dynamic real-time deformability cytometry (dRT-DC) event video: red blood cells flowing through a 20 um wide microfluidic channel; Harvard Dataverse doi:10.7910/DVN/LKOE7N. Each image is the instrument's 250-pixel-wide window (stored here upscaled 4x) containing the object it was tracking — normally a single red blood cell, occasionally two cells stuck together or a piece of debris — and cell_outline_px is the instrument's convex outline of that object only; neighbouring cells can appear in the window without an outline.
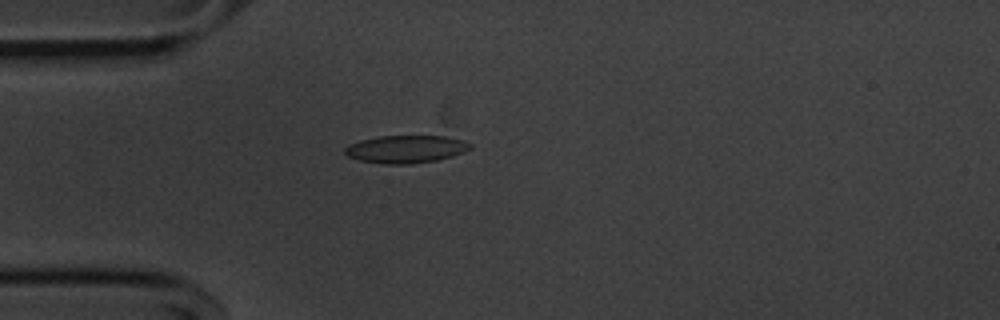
{"species": "common noctule bat (a hibernating species)", "species_latin": "Nyctalus noctula", "temperature_condition": "cold", "stored_images_in_passage": 46, "camera_frame_rate_fps": 3000, "um_per_image_px": 0.085, "animal": {"sex": "male", "body_mass_g": 20.1, "forearm_length_mm": 53.5}, "frame": {"image": 1, "passage_image": 6, "time_ms": 1.667, "image_size_px": [1000, 320], "cell_outline_px": [[472, 148], [464, 152], [452, 156], [436, 160], [412, 164], [384, 164], [360, 160], [348, 156], [344, 152], [344, 148], [348, 144], [360, 140], [376, 136], [444, 136], [464, 140], [472, 144]], "centroid_in_image_um": [34.5, 12.67], "position_along_channel_um": 50.5, "area_um2": 20.35}}
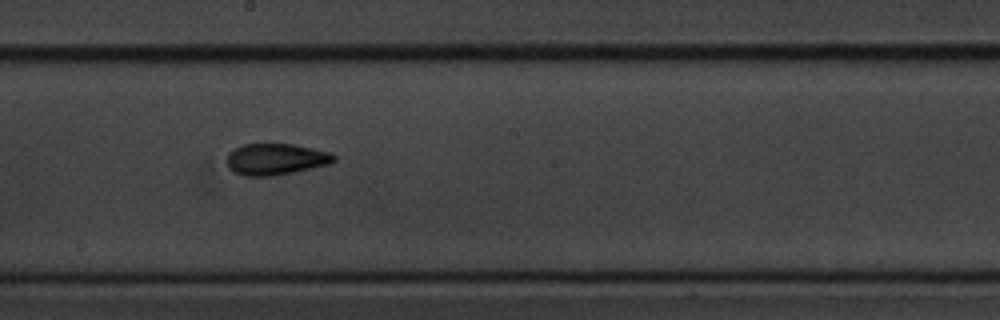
{"frame": {"image": 2, "passage_image": 21, "time_ms": 6.667, "image_size_px": [1000, 320], "cell_outline_px": [[336, 160], [328, 164], [296, 172], [272, 176], [244, 176], [232, 172], [228, 168], [228, 152], [232, 148], [244, 144], [292, 144], [312, 148], [328, 152], [336, 156]], "centroid_in_image_um": [23.4, 13.54], "position_along_channel_um": 224.8, "area_um2": 19.71}}
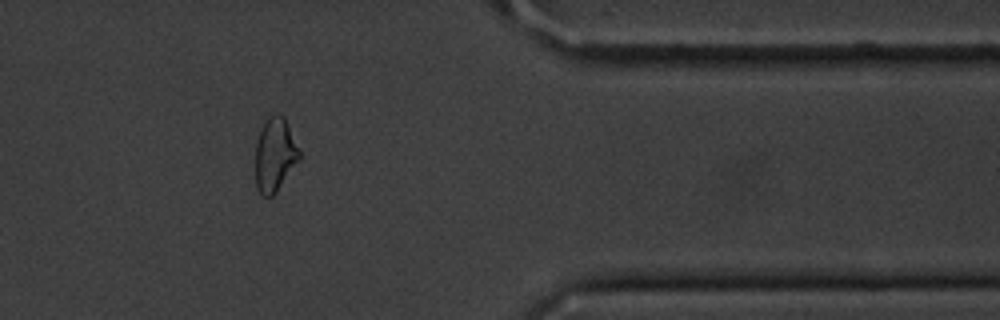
{"frame": {"image": 3, "passage_image": 36, "time_ms": 11.667, "image_size_px": [1000, 320], "cell_outline_px": [[300, 160], [276, 192], [272, 196], [264, 196], [256, 188], [256, 144], [264, 120], [268, 116], [276, 112], [284, 116], [288, 124], [300, 152]], "centroid_in_image_um": [23.37, 13.13], "position_along_channel_um": 388.0, "area_um2": 18.9}, "authors_computed_cell_mechanics": {"area_um2": 19.4497, "velocity_mm_per_s": 3.654, "shape_relaxation_time_tau1_ms": 4.9629, "shape_relaxation_time_tau2_ms": 1.961, "deformation_change_tau1": 0.1466, "deformation_change_tau2": 0.0808}}